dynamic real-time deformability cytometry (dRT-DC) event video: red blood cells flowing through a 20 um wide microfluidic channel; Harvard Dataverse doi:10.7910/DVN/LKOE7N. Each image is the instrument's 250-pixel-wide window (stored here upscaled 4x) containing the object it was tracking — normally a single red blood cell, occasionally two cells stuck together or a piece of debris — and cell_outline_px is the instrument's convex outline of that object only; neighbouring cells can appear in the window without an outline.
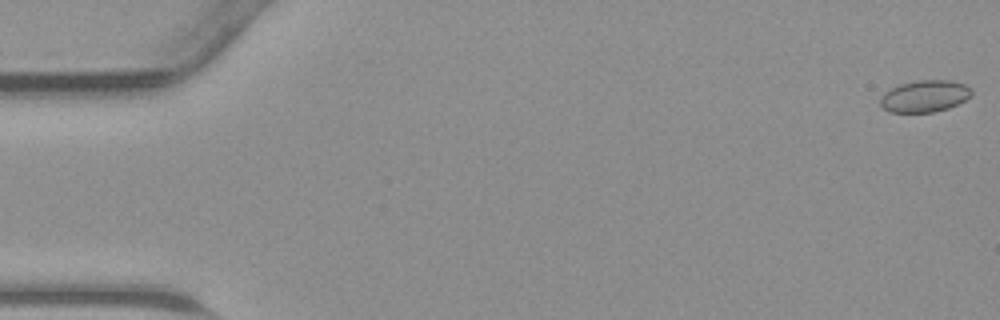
{"species": "common noctule bat (a hibernating species)", "species_latin": "Nyctalus noctula", "temperature_condition": "warm", "stored_images_in_passage": 46, "camera_frame_rate_fps": 3000, "um_per_image_px": 0.085, "animal": {"sex": "male", "body_mass_g": 23.1, "forearm_length_mm": 52.7}, "frame": {"image": 1, "passage_image": 1, "time_ms": 0.0, "image_size_px": [1000, 320], "cell_outline_px": [[972, 96], [948, 108], [932, 112], [888, 112], [880, 104], [880, 96], [884, 92], [900, 84], [916, 80], [948, 80], [964, 84], [972, 88]], "centroid_in_image_um": [78.59, 8.17], "position_along_channel_um": 6.4, "area_um2": 16.94}}
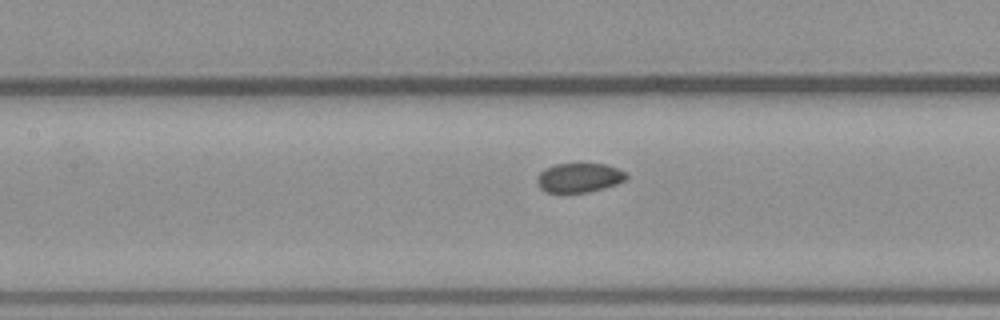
{"frame": {"image": 2, "passage_image": 21, "time_ms": 6.667, "image_size_px": [1000, 320], "cell_outline_px": [[628, 176], [624, 180], [616, 184], [604, 188], [588, 192], [544, 192], [540, 188], [536, 180], [536, 176], [540, 172], [556, 164], [608, 164], [624, 172]], "centroid_in_image_um": [49.21, 15.11], "position_along_channel_um": 158.2, "area_um2": 15.09}}
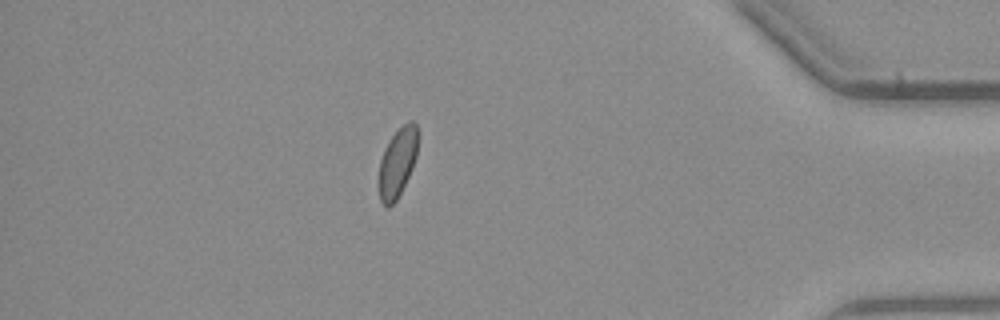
{"frame": {"image": 3, "passage_image": 40, "time_ms": 13.0, "image_size_px": [1000, 320], "cell_outline_px": [[416, 156], [412, 168], [396, 200], [388, 208], [380, 200], [380, 160], [384, 148], [392, 136], [408, 120], [412, 120], [416, 124]], "centroid_in_image_um": [33.78, 13.8], "position_along_channel_um": 401.4, "area_um2": 15.09}}